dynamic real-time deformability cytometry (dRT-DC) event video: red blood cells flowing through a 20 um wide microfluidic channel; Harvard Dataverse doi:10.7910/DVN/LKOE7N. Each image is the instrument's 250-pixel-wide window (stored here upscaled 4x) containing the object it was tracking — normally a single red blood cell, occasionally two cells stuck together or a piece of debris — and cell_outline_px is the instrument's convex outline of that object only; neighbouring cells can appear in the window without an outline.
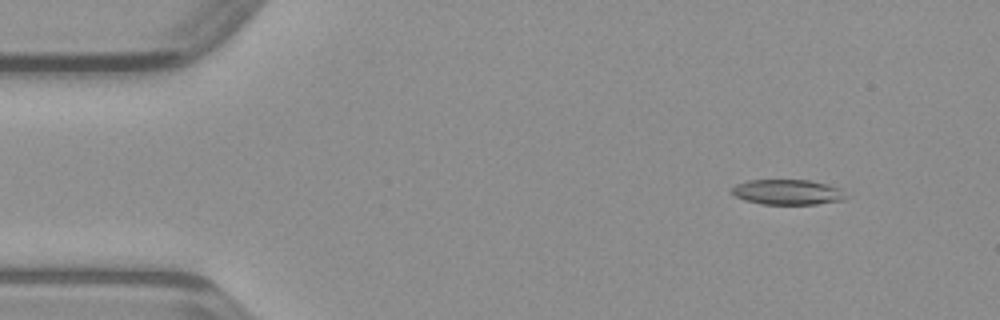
{"species": "common noctule bat (a hibernating species)", "species_latin": "Nyctalus noctula", "temperature_condition": "warm", "stored_images_in_passage": 47, "camera_frame_rate_fps": 3000, "um_per_image_px": 0.085, "animal": {"sex": "male", "body_mass_g": 23.1, "forearm_length_mm": 52.7}, "frame": {"image": 1, "passage_image": 5, "time_ms": 1.333, "image_size_px": [1000, 320], "cell_outline_px": [[848, 196], [844, 200], [816, 204], [760, 204], [744, 200], [736, 196], [732, 192], [732, 188], [736, 184], [748, 180], [808, 180], [828, 184], [836, 188]], "centroid_in_image_um": [66.92, 16.33], "position_along_channel_um": 18.1, "area_um2": 16.65}}
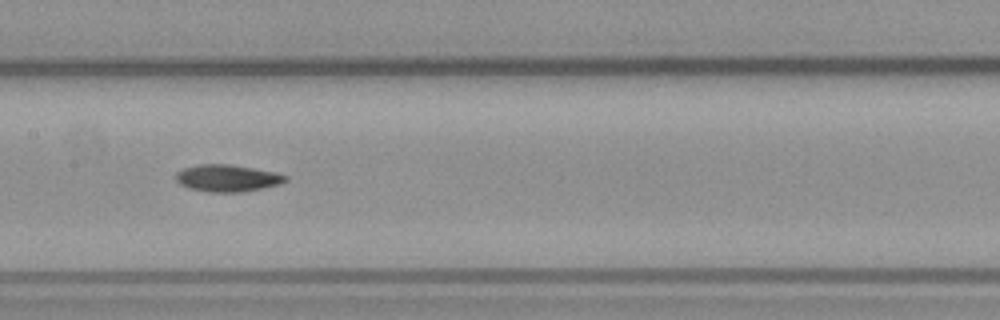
{"frame": {"image": 2, "passage_image": 23, "time_ms": 7.333, "image_size_px": [1000, 320], "cell_outline_px": [[288, 180], [280, 184], [244, 192], [208, 192], [188, 188], [180, 184], [176, 180], [176, 172], [184, 168], [200, 164], [228, 164], [252, 168], [272, 172], [288, 176]], "centroid_in_image_um": [19.31, 15.15], "position_along_channel_um": 188.1, "area_um2": 17.17}}
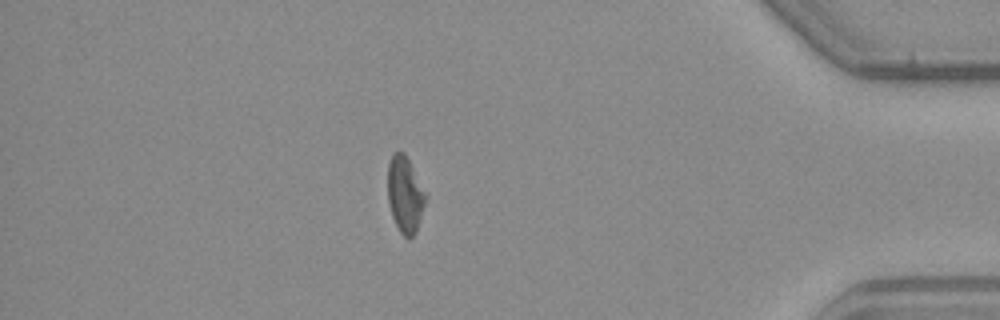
{"frame": {"image": 3, "passage_image": 41, "time_ms": 13.333, "image_size_px": [1000, 320], "cell_outline_px": [[428, 196], [416, 232], [408, 240], [400, 232], [392, 216], [388, 200], [388, 164], [392, 156], [396, 152], [404, 152], [428, 192]], "centroid_in_image_um": [34.47, 16.54], "position_along_channel_um": 400.7, "area_um2": 17.11}}